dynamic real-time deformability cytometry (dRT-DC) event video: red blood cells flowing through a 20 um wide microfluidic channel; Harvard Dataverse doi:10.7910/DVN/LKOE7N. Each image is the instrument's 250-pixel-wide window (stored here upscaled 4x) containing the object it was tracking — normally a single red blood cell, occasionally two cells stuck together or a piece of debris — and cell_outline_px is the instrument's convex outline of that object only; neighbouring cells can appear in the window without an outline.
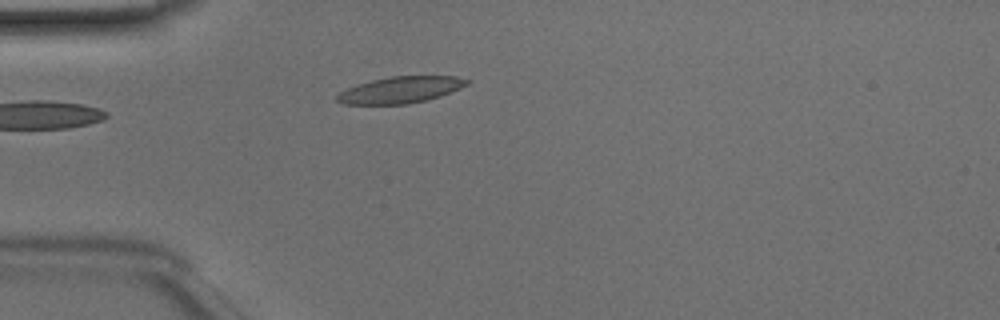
{"species": "Egyptian fruit bat (a non-hibernating species)", "species_latin": "Rousettus aegyptiacus", "temperature_condition": "room temperature", "stored_images_in_passage": 30, "camera_frame_rate_fps": 3000, "um_per_image_px": 0.085, "animal": {"sex": "male"}, "frame": {"image": 1, "passage_image": 1, "time_ms": 0.0, "image_size_px": [1000, 320], "cell_outline_px": [[472, 80], [468, 84], [460, 88], [440, 96], [428, 100], [408, 104], [344, 104], [336, 100], [336, 96], [340, 92], [356, 84], [372, 80], [392, 76], [456, 76]], "centroid_in_image_um": [34.06, 7.63], "position_along_channel_um": 50.9, "area_um2": 20.06}}
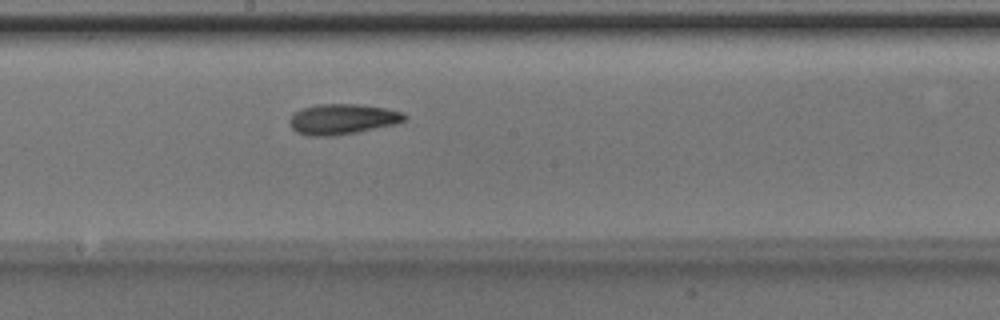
{"frame": {"image": 2, "passage_image": 14, "time_ms": 4.333, "image_size_px": [1000, 320], "cell_outline_px": [[408, 116], [404, 120], [396, 124], [356, 132], [332, 136], [308, 136], [296, 132], [292, 128], [288, 120], [300, 108], [316, 104], [360, 104], [388, 108], [404, 112]], "centroid_in_image_um": [29.12, 10.11], "position_along_channel_um": 219.1, "area_um2": 20.58}}
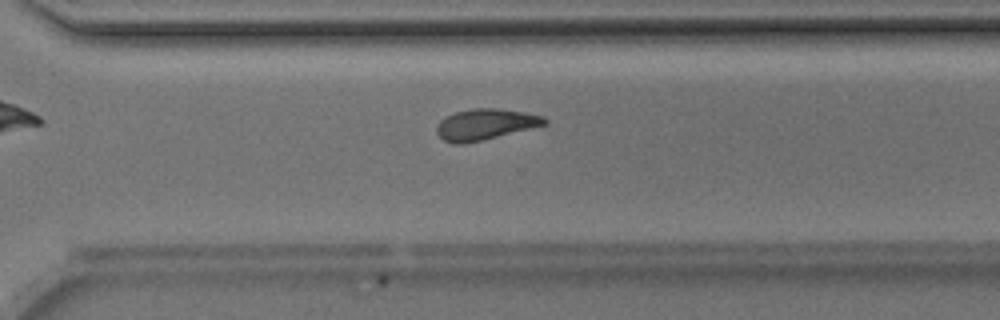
{"frame": {"image": 3, "passage_image": 22, "time_ms": 7.0, "image_size_px": [1000, 320], "cell_outline_px": [[548, 124], [484, 140], [464, 144], [452, 144], [444, 140], [436, 132], [436, 128], [440, 120], [444, 116], [456, 112], [472, 108], [496, 108], [524, 112], [544, 116], [548, 120]], "centroid_in_image_um": [41.25, 10.57], "position_along_channel_um": 329.4, "area_um2": 19.65}, "authors_computed_cell_mechanics": {"area_um2": 19.5942, "velocity_mm_per_s": 4.1414, "shape_relaxation_time_tau1_ms": 2.4961, "shape_relaxation_time_tau2_ms": 2.7993, "deformation_change_tau1": 0.1173, "deformation_change_tau2": 0.1011}}